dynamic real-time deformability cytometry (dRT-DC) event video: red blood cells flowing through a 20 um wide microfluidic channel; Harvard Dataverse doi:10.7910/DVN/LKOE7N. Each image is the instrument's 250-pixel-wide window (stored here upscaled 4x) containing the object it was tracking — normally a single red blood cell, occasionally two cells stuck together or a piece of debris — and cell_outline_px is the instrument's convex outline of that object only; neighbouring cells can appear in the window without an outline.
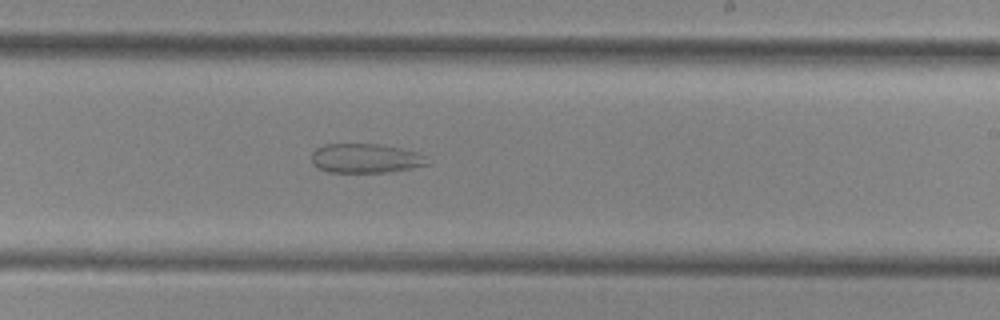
{"species": "common noctule bat (a hibernating species)", "species_latin": "Nyctalus noctula", "temperature_condition": "cold", "stored_images_in_passage": 41, "camera_frame_rate_fps": 3000, "um_per_image_px": 0.085, "animal": {"sex": "female", "body_mass_g": 29.2, "forearm_length_mm": 56.3}, "frame": {"image": 1, "passage_image": 30, "time_ms": 9.667, "image_size_px": [1000, 320], "cell_outline_px": [[432, 164], [412, 168], [388, 172], [328, 172], [316, 168], [312, 164], [312, 152], [316, 148], [324, 144], [380, 144], [400, 148], [416, 152], [432, 160]], "centroid_in_image_um": [31.09, 13.46], "position_along_channel_um": 257.9, "area_um2": 20.06}}
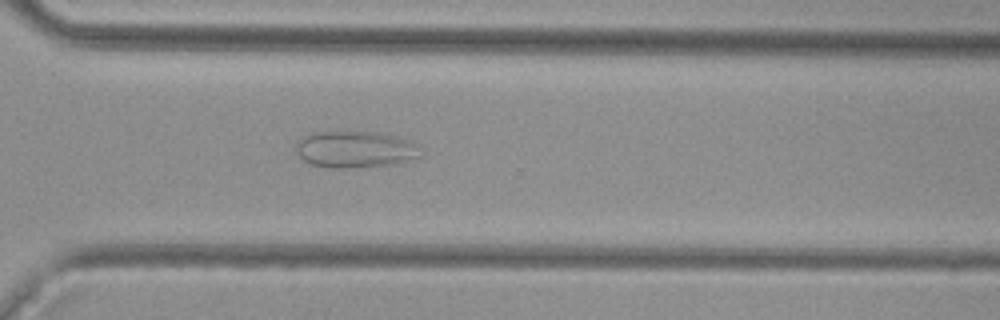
{"frame": {"image": 2, "passage_image": 36, "time_ms": 11.667, "image_size_px": [1000, 320], "cell_outline_px": [[420, 156], [396, 164], [352, 168], [328, 168], [312, 164], [304, 160], [296, 152], [296, 144], [300, 136], [308, 132], [380, 132], [396, 136], [408, 140], [416, 144]], "centroid_in_image_um": [30.14, 12.69], "position_along_channel_um": 340.5, "area_um2": 26.76}}
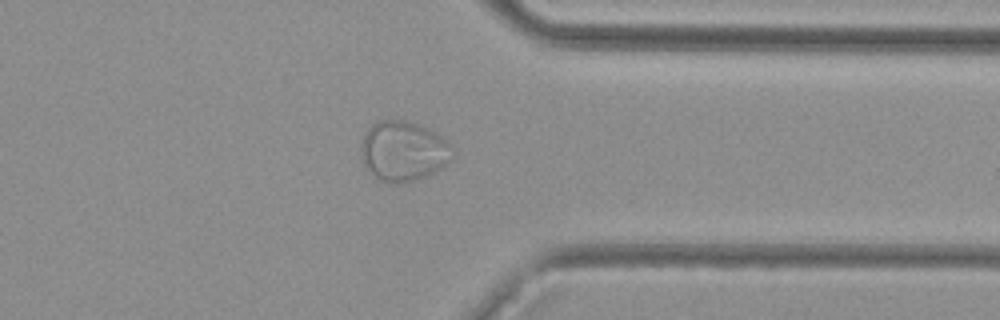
{"frame": {"image": 3, "passage_image": 39, "time_ms": 12.667, "image_size_px": [1000, 320], "cell_outline_px": [[456, 156], [452, 160], [440, 168], [424, 176], [400, 184], [396, 184], [380, 180], [364, 168], [360, 156], [360, 144], [368, 128], [376, 120], [408, 120], [420, 124], [444, 136], [452, 144], [456, 152]], "centroid_in_image_um": [34.31, 12.82], "position_along_channel_um": 377.1, "area_um2": 32.77}}